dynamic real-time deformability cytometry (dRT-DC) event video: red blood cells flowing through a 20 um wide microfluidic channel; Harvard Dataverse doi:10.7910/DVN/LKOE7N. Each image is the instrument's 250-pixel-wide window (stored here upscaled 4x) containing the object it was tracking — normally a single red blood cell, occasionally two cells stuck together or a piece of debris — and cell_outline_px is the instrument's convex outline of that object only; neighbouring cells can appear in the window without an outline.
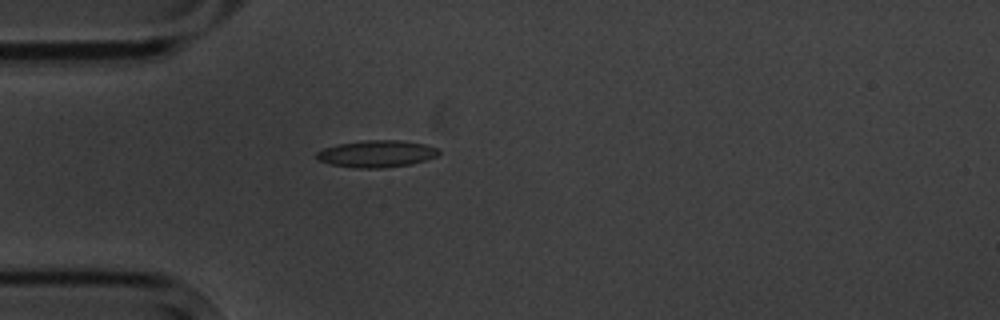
{"species": "common noctule bat (a hibernating species)", "species_latin": "Nyctalus noctula", "temperature_condition": "cold", "stored_images_in_passage": 1, "camera_frame_rate_fps": 3000, "um_per_image_px": 0.085, "animal": {"sex": "male", "body_mass_g": 20.1, "forearm_length_mm": 53.5}, "frame": {"image": 1, "passage_image": 1, "time_ms": 0.0, "image_size_px": [1000, 320], "cell_outline_px": [[440, 152], [436, 156], [412, 164], [384, 168], [356, 168], [332, 164], [320, 160], [316, 156], [316, 152], [324, 148], [340, 144], [364, 140], [400, 140], [424, 144], [436, 148]], "centroid_in_image_um": [32.02, 13.07], "position_along_channel_um": 53.0, "area_um2": 18.96}}